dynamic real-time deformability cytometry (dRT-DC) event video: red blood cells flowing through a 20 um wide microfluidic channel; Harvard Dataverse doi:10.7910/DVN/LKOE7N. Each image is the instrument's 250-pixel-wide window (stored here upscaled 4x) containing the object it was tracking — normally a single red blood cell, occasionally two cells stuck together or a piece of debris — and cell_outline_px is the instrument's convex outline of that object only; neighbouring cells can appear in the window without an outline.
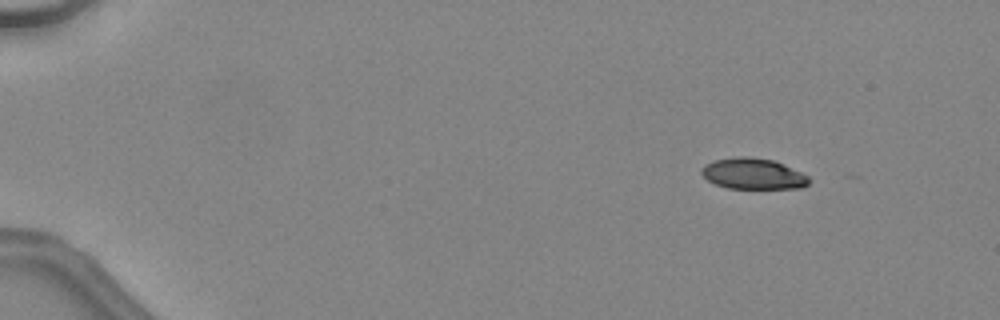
{"species": "common noctule bat (a hibernating species)", "species_latin": "Nyctalus noctula", "temperature_condition": "warm", "stored_images_in_passage": 38, "camera_frame_rate_fps": 3000, "um_per_image_px": 0.085, "animal": {"sex": "female", "body_mass_g": 24.6, "forearm_length_mm": 56.2}, "frame": {"image": 1, "passage_image": 1, "time_ms": 0.0, "image_size_px": [1000, 320], "cell_outline_px": [[812, 180], [808, 184], [800, 188], [728, 188], [716, 184], [708, 180], [700, 172], [700, 168], [704, 164], [716, 160], [740, 156], [748, 156], [772, 160], [784, 164], [808, 176]], "centroid_in_image_um": [64.01, 14.77], "position_along_channel_um": 21.0, "area_um2": 19.31}}
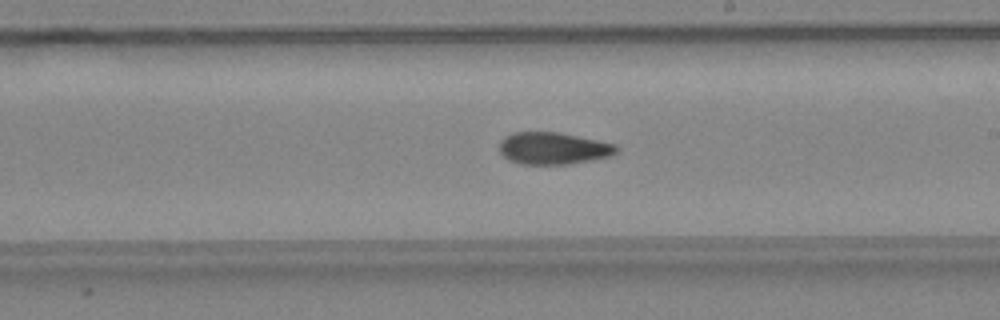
{"frame": {"image": 2, "passage_image": 24, "time_ms": 7.667, "image_size_px": [1000, 320], "cell_outline_px": [[620, 148], [612, 156], [592, 160], [568, 164], [520, 164], [508, 160], [500, 152], [500, 140], [504, 136], [512, 132], [560, 132], [616, 144]], "centroid_in_image_um": [47.03, 12.6], "position_along_channel_um": 242.0, "area_um2": 22.08}}
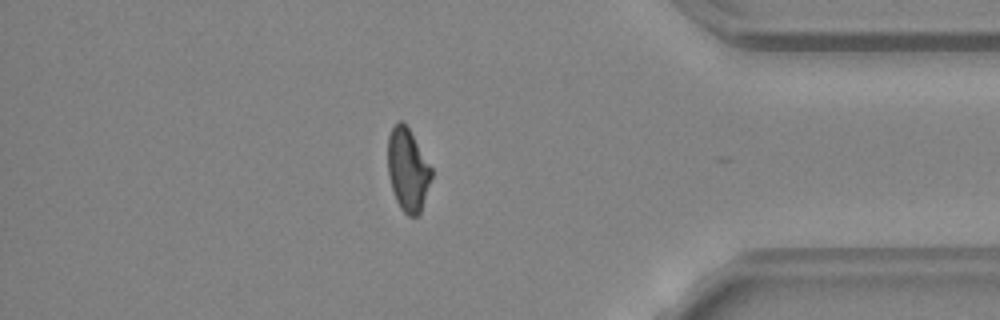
{"frame": {"image": 3, "passage_image": 36, "time_ms": 11.667, "image_size_px": [1000, 320], "cell_outline_px": [[432, 176], [420, 212], [416, 216], [408, 216], [400, 208], [396, 200], [392, 188], [388, 172], [388, 136], [392, 128], [400, 120], [404, 120], [432, 168]], "centroid_in_image_um": [34.65, 14.41], "position_along_channel_um": 400.5, "area_um2": 20.87}, "authors_computed_cell_mechanics": {"area_um2": 21.964, "velocity_mm_per_s": 4.5786, "shape_relaxation_time_tau1_ms": 7.247, "shape_relaxation_time_tau2_ms": 3.2216, "deformation_change_tau1": 0.2107, "deformation_change_tau2": 0.1009}}